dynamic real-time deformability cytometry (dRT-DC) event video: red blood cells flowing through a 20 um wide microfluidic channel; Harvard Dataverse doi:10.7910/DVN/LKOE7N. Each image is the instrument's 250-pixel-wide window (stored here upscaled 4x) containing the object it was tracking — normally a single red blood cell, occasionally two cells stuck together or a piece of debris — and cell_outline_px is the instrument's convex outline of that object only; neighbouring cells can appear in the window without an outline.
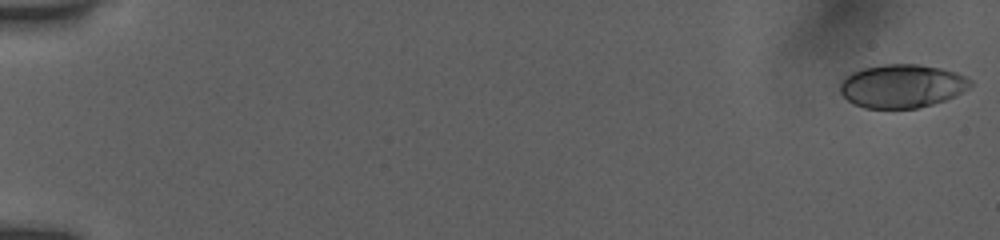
{"species": "human", "species_latin": "Homo sapiens", "temperature_condition": "room temperature", "stored_images_in_passage": 54, "camera_frame_rate_fps": 3000, "um_per_image_px": 0.085, "donor": {"sex": "female"}, "frame": {"image": 1, "passage_image": 1, "time_ms": 0.0, "image_size_px": [1000, 240], "cell_outline_px": [[972, 84], [968, 88], [956, 96], [932, 104], [916, 108], [864, 108], [848, 100], [840, 92], [840, 84], [844, 76], [852, 72], [864, 68], [884, 64], [916, 64], [940, 68], [956, 72], [972, 80]], "centroid_in_image_um": [76.67, 7.31], "position_along_channel_um": 8.3, "area_um2": 32.89}}
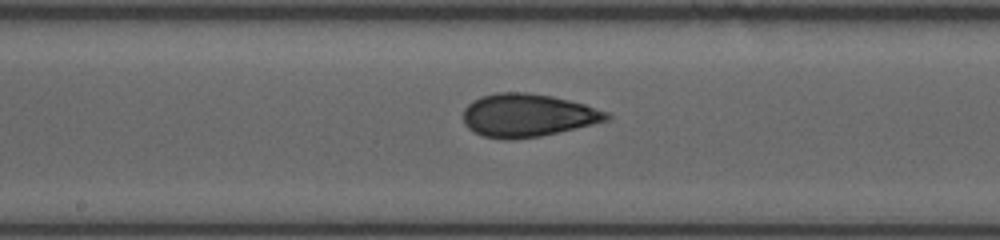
{"frame": {"image": 2, "passage_image": 30, "time_ms": 9.667, "image_size_px": [1000, 240], "cell_outline_px": [[612, 116], [608, 120], [576, 128], [540, 136], [512, 140], [504, 140], [484, 136], [472, 132], [464, 124], [464, 108], [472, 100], [480, 96], [496, 92], [528, 92], [552, 96], [584, 104], [608, 112]], "centroid_in_image_um": [44.81, 9.8], "position_along_channel_um": 203.4, "area_um2": 36.13}}
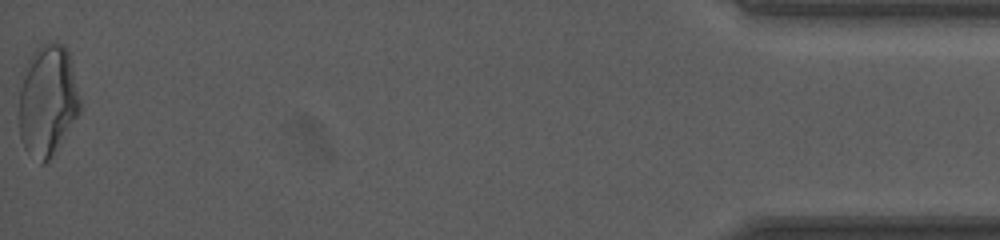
{"frame": {"image": 3, "passage_image": 54, "time_ms": 17.667, "image_size_px": [1000, 240], "cell_outline_px": [[80, 112], [60, 144], [52, 156], [44, 164], [40, 164], [24, 148], [20, 136], [20, 72], [36, 48], [52, 40], [56, 40], [64, 44], [68, 52], [80, 100]], "centroid_in_image_um": [4.02, 8.52], "position_along_channel_um": 431.2, "area_um2": 39.71}, "authors_computed_cell_mechanics": {"area_um2": 34.9401, "velocity_mm_per_s": 3.9283, "shape_relaxation_time_tau1_ms": 7.9283, "shape_relaxation_time_tau2_ms": 1.29, "deformation_change_tau1": 0.2153, "deformation_change_tau2": 0.0683}}